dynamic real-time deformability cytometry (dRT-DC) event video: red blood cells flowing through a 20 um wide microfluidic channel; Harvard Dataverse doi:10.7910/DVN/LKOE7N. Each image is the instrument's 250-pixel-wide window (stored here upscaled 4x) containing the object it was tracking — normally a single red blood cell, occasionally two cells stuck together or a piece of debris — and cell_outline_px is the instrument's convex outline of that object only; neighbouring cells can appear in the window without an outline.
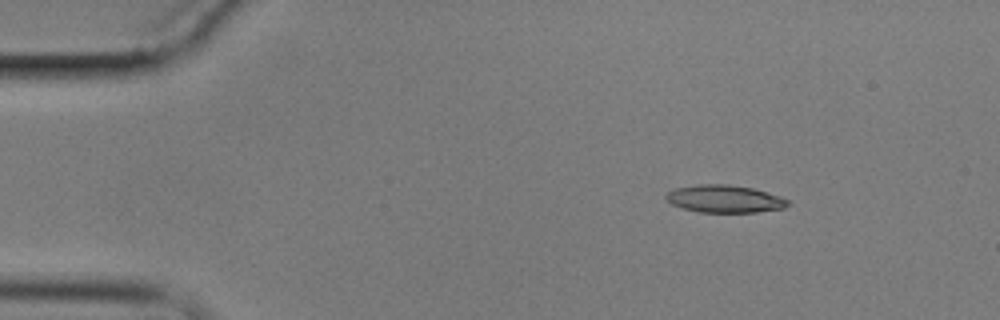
{"species": "common noctule bat (a hibernating species)", "species_latin": "Nyctalus noctula", "temperature_condition": "cold", "stored_images_in_passage": 9, "camera_frame_rate_fps": 3000, "um_per_image_px": 0.085, "animal": {"sex": "male", "body_mass_g": 17.9}, "frame": {"image": 1, "passage_image": 2, "time_ms": 1.333, "image_size_px": [1000, 320], "cell_outline_px": [[788, 204], [784, 208], [756, 212], [700, 212], [684, 208], [672, 204], [664, 196], [668, 192], [676, 188], [696, 184], [728, 184], [752, 188], [780, 196], [788, 200]], "centroid_in_image_um": [61.58, 16.89], "position_along_channel_um": 23.4, "area_um2": 19.36}}
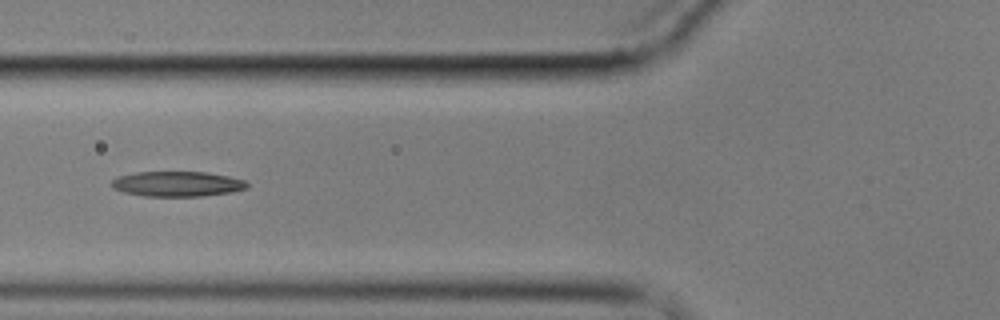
{"frame": {"image": 2, "passage_image": 6, "time_ms": 6.0, "image_size_px": [1000, 320], "cell_outline_px": [[248, 188], [232, 192], [200, 196], [144, 196], [124, 192], [112, 188], [112, 180], [116, 176], [136, 172], [208, 172], [228, 176], [244, 180], [248, 184]], "centroid_in_image_um": [15.06, 15.63], "position_along_channel_um": 110.7, "area_um2": 19.88}}
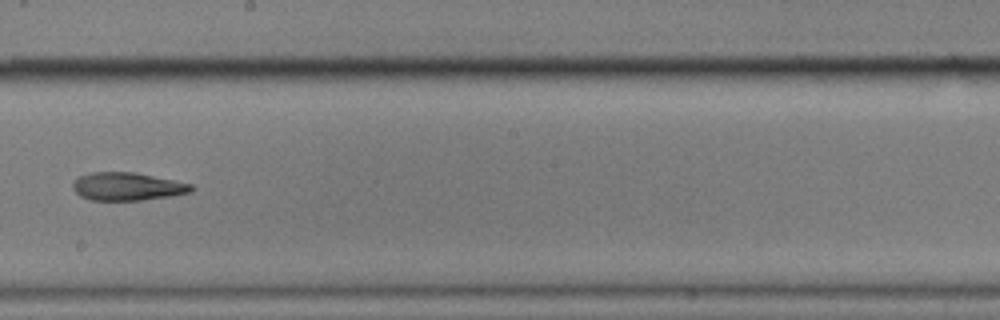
{"frame": {"image": 3, "passage_image": 9, "time_ms": 9.667, "image_size_px": [1000, 320], "cell_outline_px": [[196, 188], [192, 192], [172, 196], [140, 200], [92, 200], [80, 196], [72, 188], [72, 184], [80, 176], [92, 172], [132, 172], [192, 184]], "centroid_in_image_um": [10.84, 15.86], "position_along_channel_um": 237.4, "area_um2": 19.19}}